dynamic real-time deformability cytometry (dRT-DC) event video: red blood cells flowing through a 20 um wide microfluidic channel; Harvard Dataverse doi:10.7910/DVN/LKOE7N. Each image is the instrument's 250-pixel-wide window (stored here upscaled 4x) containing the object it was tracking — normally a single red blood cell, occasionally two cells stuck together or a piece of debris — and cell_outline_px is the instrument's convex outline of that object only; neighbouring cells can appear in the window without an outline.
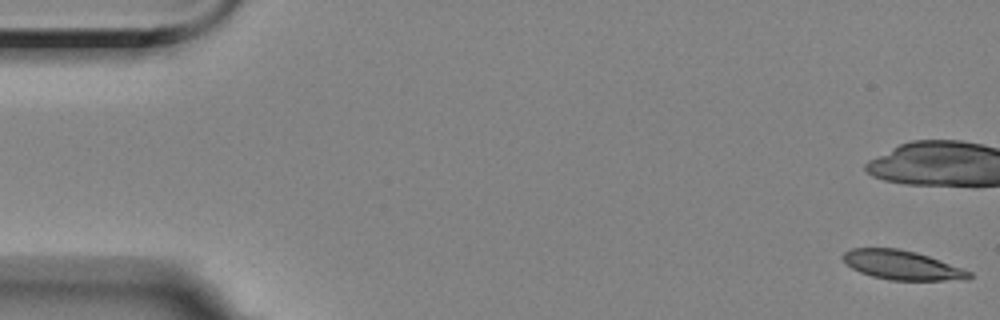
{"species": "Egyptian fruit bat (a non-hibernating species)", "species_latin": "Rousettus aegyptiacus", "temperature_condition": "room temperature", "stored_images_in_passage": 5, "camera_frame_rate_fps": 3000, "um_per_image_px": 0.085, "animal": {"sex": "female"}, "frame": {"image": 1, "passage_image": 1, "time_ms": 0.0, "image_size_px": [1000, 320], "cell_outline_px": [[972, 276], [968, 280], [888, 280], [872, 276], [860, 272], [852, 268], [840, 256], [844, 252], [852, 248], [896, 248], [916, 252], [940, 260], [972, 272]], "centroid_in_image_um": [76.68, 22.54], "position_along_channel_um": 8.3, "area_um2": 21.44}}